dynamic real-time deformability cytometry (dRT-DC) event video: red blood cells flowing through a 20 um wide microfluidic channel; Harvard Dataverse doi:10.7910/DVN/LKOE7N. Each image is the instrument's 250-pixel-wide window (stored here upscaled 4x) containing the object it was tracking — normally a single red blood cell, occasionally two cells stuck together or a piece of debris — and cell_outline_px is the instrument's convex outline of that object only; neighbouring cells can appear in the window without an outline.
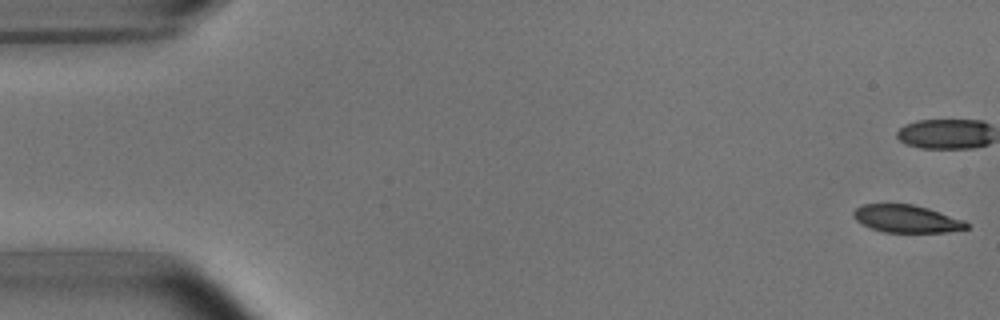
{"species": "common noctule bat (a hibernating species)", "species_latin": "Nyctalus noctula", "temperature_condition": "room temperature", "stored_images_in_passage": 15, "camera_frame_rate_fps": 3000, "um_per_image_px": 0.085, "animal": {"sex": "male", "body_mass_g": 15.6}, "frame": {"image": 1, "passage_image": 1, "time_ms": 0.0, "image_size_px": [1000, 320], "cell_outline_px": [[968, 228], [944, 232], [884, 232], [872, 228], [856, 220], [852, 216], [852, 212], [860, 204], [912, 204], [928, 208], [964, 220], [968, 224]], "centroid_in_image_um": [77.03, 18.58], "position_along_channel_um": 8.0, "area_um2": 18.03}}
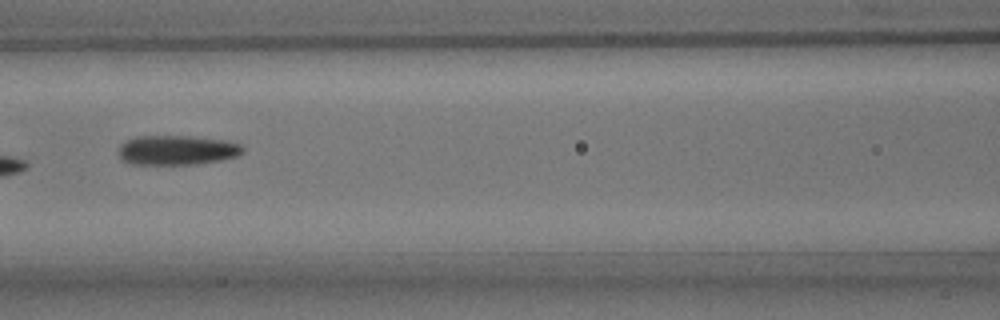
{"frame": {"image": 2, "passage_image": 7, "time_ms": 8.0, "image_size_px": [1000, 320], "cell_outline_px": [[244, 152], [236, 156], [220, 160], [196, 164], [132, 164], [120, 160], [120, 144], [124, 140], [136, 136], [192, 136], [224, 140], [240, 144], [244, 148]], "centroid_in_image_um": [15.02, 12.75], "position_along_channel_um": 151.6, "area_um2": 21.5}}
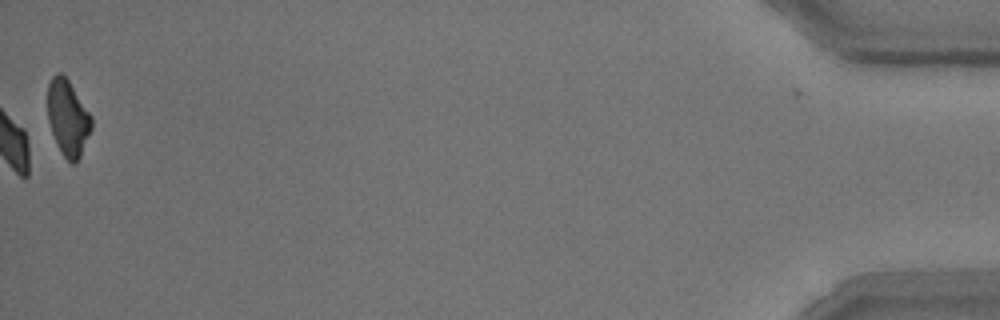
{"frame": {"image": 3, "passage_image": 15, "time_ms": 18.0, "image_size_px": [1000, 320], "cell_outline_px": [[92, 128], [80, 156], [76, 164], [72, 164], [64, 156], [56, 144], [48, 120], [48, 84], [52, 76], [56, 72], [60, 72], [68, 80], [92, 116]], "centroid_in_image_um": [5.77, 10.02], "position_along_channel_um": 429.4, "area_um2": 19.31}, "authors_computed_cell_mechanics": {"area_um2": 20.519, "velocity_mm_per_s": 3.7077, "shape_relaxation_time_tau1_ms": 6.436, "shape_relaxation_time_tau2_ms": 7.1939, "deformation_change_tau1": 0.167, "deformation_change_tau2": 0.1431}}